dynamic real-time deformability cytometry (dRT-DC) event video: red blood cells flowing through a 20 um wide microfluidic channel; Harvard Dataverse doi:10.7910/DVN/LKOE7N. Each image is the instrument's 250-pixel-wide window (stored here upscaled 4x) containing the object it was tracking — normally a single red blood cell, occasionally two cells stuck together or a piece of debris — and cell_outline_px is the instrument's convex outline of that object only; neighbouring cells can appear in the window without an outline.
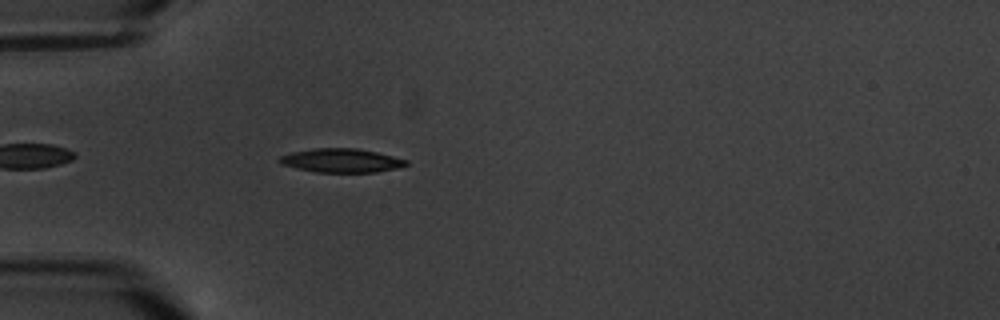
{"species": "common noctule bat (a hibernating species)", "species_latin": "Nyctalus noctula", "temperature_condition": "warm", "stored_images_in_passage": 5, "camera_frame_rate_fps": 3000, "um_per_image_px": 0.085, "animal": {"sex": "male", "body_mass_g": 20.1, "forearm_length_mm": 53.5}, "frame": {"image": 1, "passage_image": 5, "time_ms": 4.667, "image_size_px": [1000, 320], "cell_outline_px": [[408, 164], [396, 168], [376, 172], [316, 172], [296, 168], [280, 164], [280, 156], [292, 152], [312, 148], [356, 148], [376, 152], [408, 160]], "centroid_in_image_um": [29.0, 13.64], "position_along_channel_um": 56.0, "area_um2": 17.46}}